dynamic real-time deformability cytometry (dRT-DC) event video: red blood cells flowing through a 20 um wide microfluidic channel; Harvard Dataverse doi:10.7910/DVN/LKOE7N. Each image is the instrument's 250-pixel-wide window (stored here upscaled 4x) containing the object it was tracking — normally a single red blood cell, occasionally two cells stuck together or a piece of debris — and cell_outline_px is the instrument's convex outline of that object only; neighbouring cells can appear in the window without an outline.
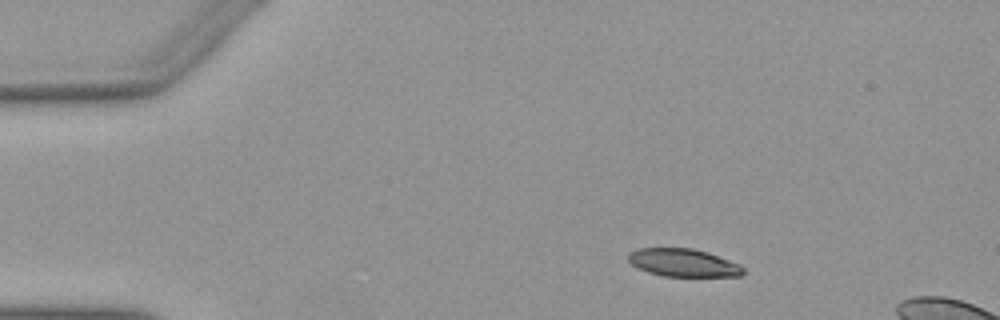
{"species": "Egyptian fruit bat (a non-hibernating species)", "species_latin": "Rousettus aegyptiacus", "temperature_condition": "warm", "stored_images_in_passage": 9, "camera_frame_rate_fps": 3000, "um_per_image_px": 0.085, "animal": {"sex": "female"}, "frame": {"image": 1, "passage_image": 1, "time_ms": 0.0, "image_size_px": [1000, 320], "cell_outline_px": [[744, 272], [740, 276], [664, 276], [648, 272], [632, 264], [628, 260], [628, 252], [636, 248], [692, 248], [708, 252], [740, 264], [744, 268]], "centroid_in_image_um": [58.08, 22.32], "position_along_channel_um": 26.9, "area_um2": 18.67}}